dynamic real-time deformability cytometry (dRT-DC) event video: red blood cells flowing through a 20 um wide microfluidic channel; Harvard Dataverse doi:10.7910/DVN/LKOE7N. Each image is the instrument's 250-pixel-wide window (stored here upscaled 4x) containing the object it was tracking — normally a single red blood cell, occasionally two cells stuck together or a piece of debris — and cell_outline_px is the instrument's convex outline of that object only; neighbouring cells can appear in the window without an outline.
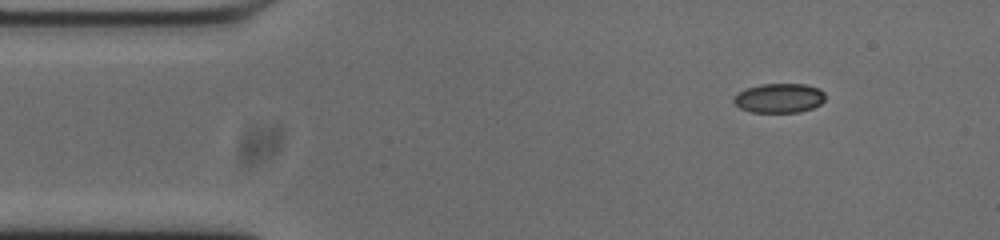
{"species": "common noctule bat (a hibernating species)", "species_latin": "Nyctalus noctula", "temperature_condition": "cold", "stored_images_in_passage": 49, "camera_frame_rate_fps": 3000, "um_per_image_px": 0.085, "animal": {"sex": "male", "body_mass_g": 20.0, "forearm_length_mm": 53.3}, "frame": {"image": 1, "passage_image": 1, "time_ms": 0.0, "image_size_px": [1000, 240], "cell_outline_px": [[824, 100], [820, 104], [812, 108], [800, 112], [752, 112], [740, 108], [732, 100], [732, 96], [744, 88], [760, 84], [804, 84], [820, 88], [824, 92]], "centroid_in_image_um": [66.2, 8.33], "position_along_channel_um": 18.8, "area_um2": 15.84}}
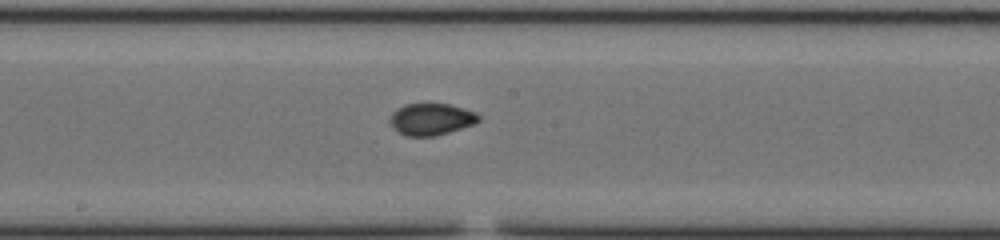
{"frame": {"image": 2, "passage_image": 22, "time_ms": 7.0, "image_size_px": [1000, 240], "cell_outline_px": [[480, 120], [472, 124], [448, 132], [432, 136], [404, 136], [392, 128], [388, 120], [392, 112], [404, 104], [448, 104], [476, 112], [480, 116]], "centroid_in_image_um": [36.59, 10.13], "position_along_channel_um": 211.6, "area_um2": 16.36}}
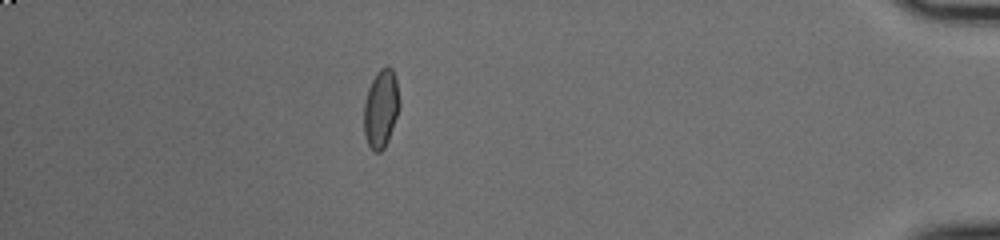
{"frame": {"image": 3, "passage_image": 42, "time_ms": 13.667, "image_size_px": [1000, 240], "cell_outline_px": [[400, 108], [388, 140], [384, 148], [380, 152], [376, 152], [368, 144], [364, 132], [364, 104], [368, 88], [376, 72], [380, 68], [388, 64], [392, 68], [396, 80], [400, 100]], "centroid_in_image_um": [32.39, 9.19], "position_along_channel_um": 402.8, "area_um2": 16.3}, "authors_computed_cell_mechanics": {"area_um2": 16.1262, "velocity_mm_per_s": 3.7314, "shape_relaxation_time_tau1_ms": null, "shape_relaxation_time_tau2_ms": 1.215, "deformation_change_tau1": null, "deformation_change_tau2": 0.0401}}